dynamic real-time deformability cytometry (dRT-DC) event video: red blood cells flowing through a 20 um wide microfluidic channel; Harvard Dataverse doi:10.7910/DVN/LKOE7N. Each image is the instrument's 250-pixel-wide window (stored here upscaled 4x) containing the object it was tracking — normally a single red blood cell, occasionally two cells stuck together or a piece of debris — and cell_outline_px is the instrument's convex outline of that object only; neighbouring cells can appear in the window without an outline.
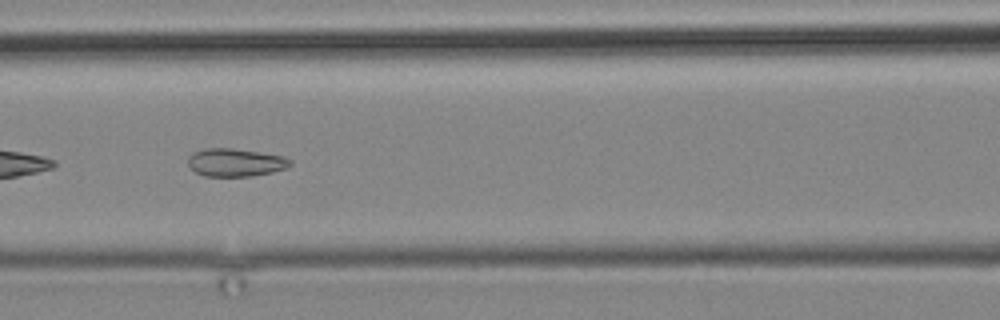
{"species": "common noctule bat (a hibernating species)", "species_latin": "Nyctalus noctula", "temperature_condition": "cold", "stored_images_in_passage": 10, "camera_frame_rate_fps": 3000, "um_per_image_px": 0.085, "animal": {"sex": "male", "body_mass_g": 19.2, "forearm_length_mm": 51.8}, "frame": {"image": 1, "passage_image": 9, "time_ms": 10.333, "image_size_px": [1000, 320], "cell_outline_px": [[292, 164], [284, 168], [272, 172], [252, 176], [204, 176], [196, 172], [188, 164], [188, 156], [192, 152], [204, 148], [232, 148], [284, 156], [292, 160]], "centroid_in_image_um": [19.99, 13.8], "position_along_channel_um": 146.6, "area_um2": 16.65}}